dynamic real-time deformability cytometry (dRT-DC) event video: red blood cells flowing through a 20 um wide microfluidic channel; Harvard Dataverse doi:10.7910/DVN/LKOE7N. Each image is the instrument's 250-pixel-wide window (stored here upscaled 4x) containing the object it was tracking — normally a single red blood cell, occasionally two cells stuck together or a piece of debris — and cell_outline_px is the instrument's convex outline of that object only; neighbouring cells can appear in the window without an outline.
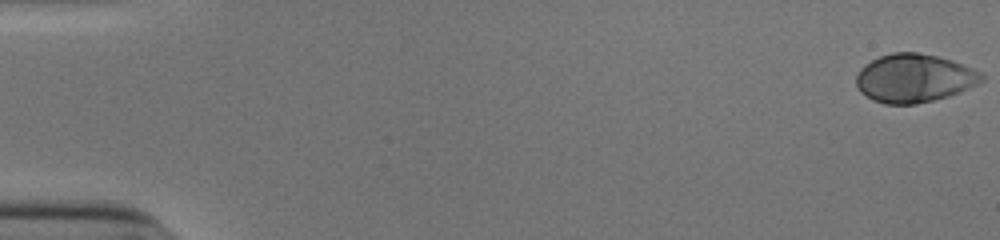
{"species": "human", "species_latin": "Homo sapiens", "temperature_condition": "cold", "stored_images_in_passage": 53, "camera_frame_rate_fps": 3000, "um_per_image_px": 0.085, "donor": {"sex": "male"}, "frame": {"image": 1, "passage_image": 1, "time_ms": 0.0, "image_size_px": [1000, 240], "cell_outline_px": [[984, 80], [960, 92], [948, 96], [916, 104], [884, 104], [872, 100], [860, 92], [856, 84], [856, 76], [860, 68], [872, 60], [880, 56], [892, 52], [916, 52], [936, 56], [952, 60], [972, 68], [980, 72], [984, 76]], "centroid_in_image_um": [77.68, 6.65], "position_along_channel_um": 7.3, "area_um2": 35.32}}
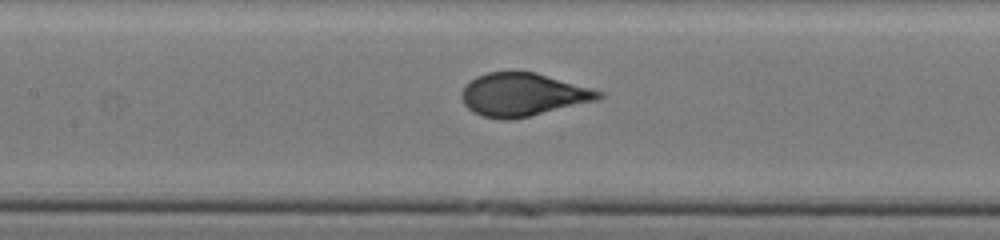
{"frame": {"image": 2, "passage_image": 26, "time_ms": 8.333, "image_size_px": [1000, 240], "cell_outline_px": [[604, 96], [596, 100], [528, 116], [508, 120], [500, 120], [484, 116], [472, 112], [464, 104], [460, 96], [460, 92], [464, 84], [476, 76], [488, 72], [536, 72], [592, 88], [604, 92]], "centroid_in_image_um": [44.39, 8.03], "position_along_channel_um": 163.0, "area_um2": 34.33}}
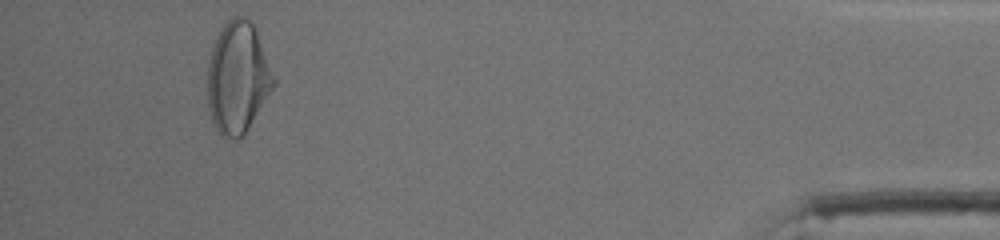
{"frame": {"image": 3, "passage_image": 50, "time_ms": 16.333, "image_size_px": [1000, 240], "cell_outline_px": [[276, 84], [244, 136], [236, 140], [220, 132], [216, 128], [212, 120], [208, 104], [208, 64], [212, 44], [220, 28], [232, 16], [244, 16], [252, 24], [256, 32], [276, 80]], "centroid_in_image_um": [20.2, 6.6], "position_along_channel_um": 415.0, "area_um2": 42.71}, "authors_computed_cell_mechanics": {"area_um2": 35.258, "velocity_mm_per_s": 3.9034, "shape_relaxation_time_tau1_ms": 4.5833, "shape_relaxation_time_tau2_ms": null, "deformation_change_tau1": 0.2085, "deformation_change_tau2": null}}